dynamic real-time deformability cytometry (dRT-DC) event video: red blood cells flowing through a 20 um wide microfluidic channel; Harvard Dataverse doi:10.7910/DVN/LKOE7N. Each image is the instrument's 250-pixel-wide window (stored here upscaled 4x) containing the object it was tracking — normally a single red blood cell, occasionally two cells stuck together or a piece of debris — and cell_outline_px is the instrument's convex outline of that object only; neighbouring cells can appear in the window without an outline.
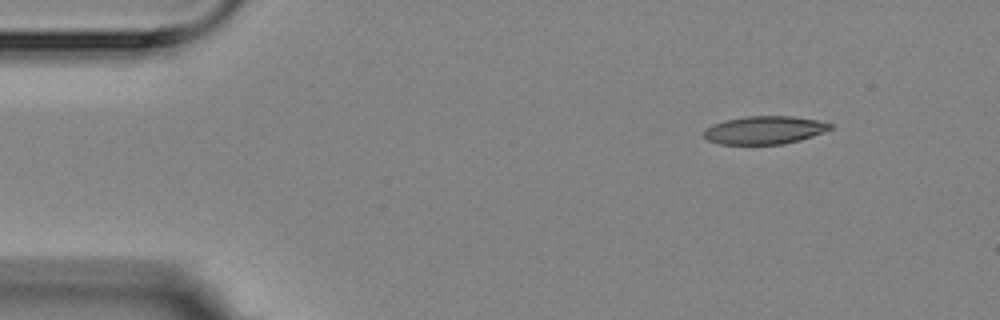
{"species": "Egyptian fruit bat (a non-hibernating species)", "species_latin": "Rousettus aegyptiacus", "temperature_condition": "room temperature", "stored_images_in_passage": 7, "camera_frame_rate_fps": 3000, "um_per_image_px": 0.085, "animal": {"sex": "female"}, "frame": {"image": 1, "passage_image": 1, "time_ms": 0.0, "image_size_px": [1000, 320], "cell_outline_px": [[832, 128], [824, 132], [800, 140], [784, 144], [720, 144], [708, 140], [704, 136], [704, 132], [712, 124], [724, 120], [744, 116], [792, 116], [816, 120], [832, 124]], "centroid_in_image_um": [64.98, 11.05], "position_along_channel_um": 20.0, "area_um2": 20.58}}
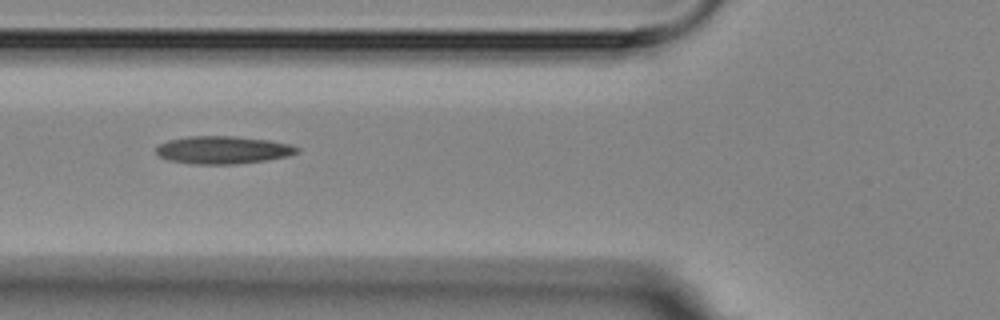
{"frame": {"image": 2, "passage_image": 5, "time_ms": 4.667, "image_size_px": [1000, 320], "cell_outline_px": [[300, 148], [296, 152], [288, 156], [268, 160], [236, 164], [192, 164], [168, 160], [156, 156], [156, 148], [160, 144], [168, 140], [188, 136], [236, 136], [268, 140], [292, 144]], "centroid_in_image_um": [18.93, 12.75], "position_along_channel_um": 106.9, "area_um2": 22.95}}
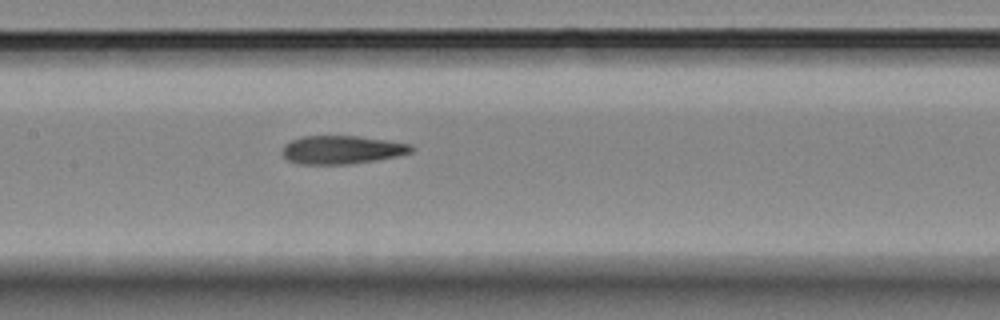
{"frame": {"image": 3, "passage_image": 7, "time_ms": 6.667, "image_size_px": [1000, 320], "cell_outline_px": [[416, 148], [412, 152], [396, 156], [376, 160], [344, 164], [300, 164], [288, 160], [284, 156], [284, 144], [292, 140], [304, 136], [356, 136], [388, 140], [412, 144]], "centroid_in_image_um": [29.1, 12.72], "position_along_channel_um": 178.3, "area_um2": 21.15}}